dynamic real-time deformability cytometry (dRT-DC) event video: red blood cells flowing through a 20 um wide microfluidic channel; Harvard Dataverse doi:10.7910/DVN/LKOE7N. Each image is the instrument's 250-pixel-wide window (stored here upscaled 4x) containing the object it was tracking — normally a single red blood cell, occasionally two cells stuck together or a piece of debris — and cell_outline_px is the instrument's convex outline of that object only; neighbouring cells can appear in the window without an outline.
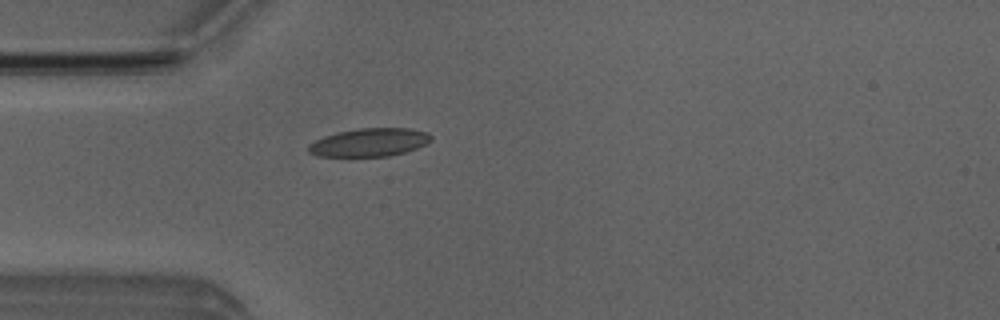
{"species": "Egyptian fruit bat (a non-hibernating species)", "species_latin": "Rousettus aegyptiacus", "temperature_condition": "room temperature", "stored_images_in_passage": 51, "camera_frame_rate_fps": 3000, "um_per_image_px": 0.085, "animal": {"sex": "male"}, "frame": {"image": 1, "passage_image": 14, "time_ms": 4.333, "image_size_px": [1000, 320], "cell_outline_px": [[432, 140], [428, 144], [404, 152], [388, 156], [316, 156], [308, 152], [308, 148], [316, 140], [324, 136], [340, 132], [360, 128], [408, 128], [428, 132], [432, 136]], "centroid_in_image_um": [31.45, 12.1], "position_along_channel_um": 53.5, "area_um2": 20.0}}
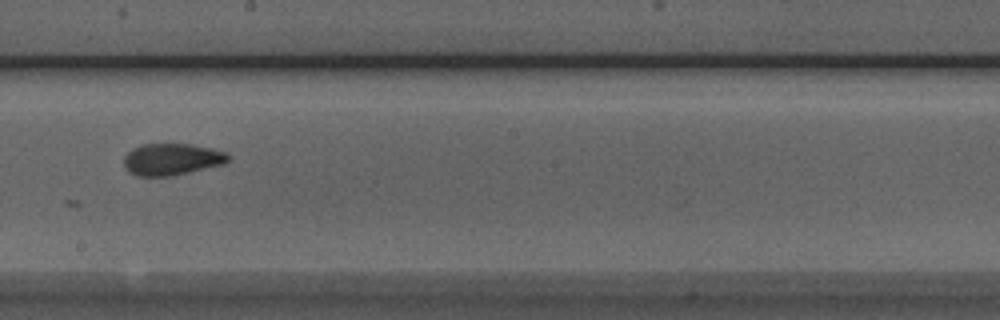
{"frame": {"image": 2, "passage_image": 28, "time_ms": 9.0, "image_size_px": [1000, 320], "cell_outline_px": [[232, 156], [224, 164], [172, 176], [136, 176], [128, 172], [124, 168], [124, 156], [132, 148], [140, 144], [192, 144], [212, 148], [228, 152]], "centroid_in_image_um": [14.61, 13.54], "position_along_channel_um": 233.6, "area_um2": 19.65}}
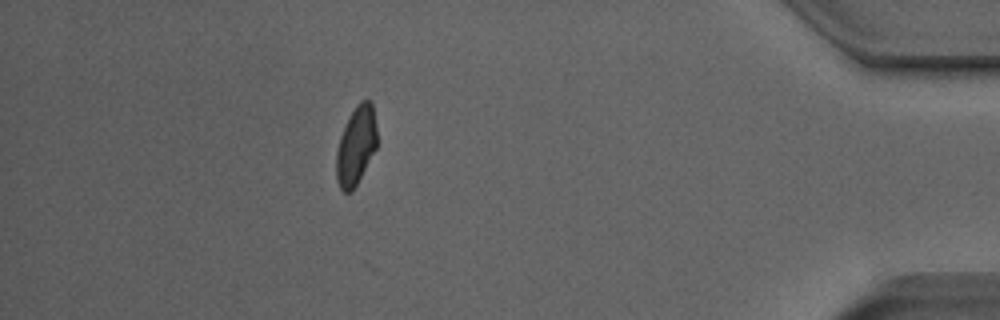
{"frame": {"image": 3, "passage_image": 45, "time_ms": 14.667, "image_size_px": [1000, 320], "cell_outline_px": [[376, 148], [352, 192], [344, 192], [340, 188], [336, 180], [336, 152], [340, 136], [356, 104], [360, 100], [368, 100], [372, 104], [376, 128]], "centroid_in_image_um": [30.24, 12.4], "position_along_channel_um": 405.0, "area_um2": 18.32}}